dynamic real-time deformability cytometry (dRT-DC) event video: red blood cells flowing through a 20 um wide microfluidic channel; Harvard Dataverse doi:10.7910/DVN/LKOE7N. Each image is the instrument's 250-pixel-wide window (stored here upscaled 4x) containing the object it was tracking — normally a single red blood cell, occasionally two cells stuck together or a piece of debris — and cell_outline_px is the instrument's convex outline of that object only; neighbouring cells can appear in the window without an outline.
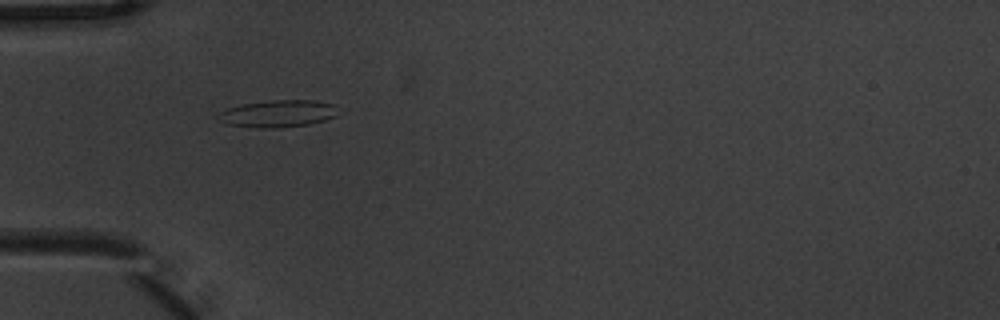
{"species": "common noctule bat (a hibernating species)", "species_latin": "Nyctalus noctula", "temperature_condition": "warm", "stored_images_in_passage": 1, "camera_frame_rate_fps": 3000, "um_per_image_px": 0.085, "animal": {"sex": "male", "body_mass_g": 20.1, "forearm_length_mm": 53.5}, "frame": {"image": 1, "passage_image": 1, "time_ms": 0.0, "image_size_px": [1000, 320], "cell_outline_px": [[336, 116], [324, 120], [308, 124], [280, 128], [260, 128], [228, 124], [220, 120], [216, 116], [216, 112], [240, 104], [268, 100], [312, 100], [336, 104]], "centroid_in_image_um": [23.59, 9.65], "position_along_channel_um": 61.4, "area_um2": 19.07}}